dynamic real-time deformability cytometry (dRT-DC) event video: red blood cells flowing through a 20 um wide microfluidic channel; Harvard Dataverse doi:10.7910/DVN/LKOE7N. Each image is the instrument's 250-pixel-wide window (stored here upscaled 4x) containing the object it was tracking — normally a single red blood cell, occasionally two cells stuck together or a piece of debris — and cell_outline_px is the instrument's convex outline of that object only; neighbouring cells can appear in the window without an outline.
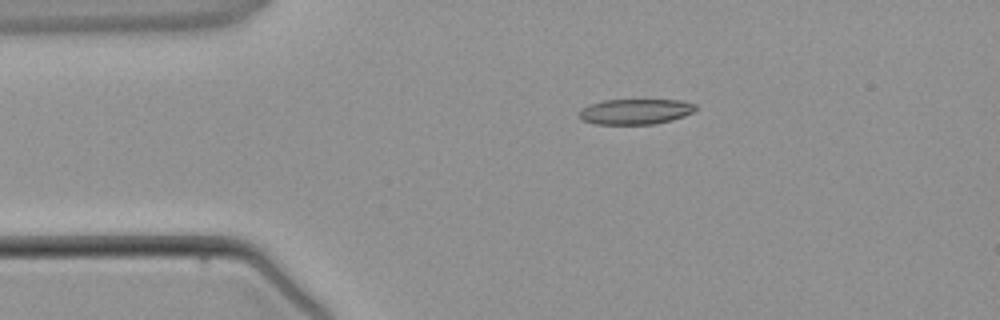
{"species": "common noctule bat (a hibernating species)", "species_latin": "Nyctalus noctula", "temperature_condition": "warm", "stored_images_in_passage": 1, "camera_frame_rate_fps": 3000, "um_per_image_px": 0.085, "animal": {"sex": "male", "body_mass_g": 21.5, "forearm_length_mm": 52.0}, "frame": {"image": 1, "passage_image": 1, "time_ms": 0.0, "image_size_px": [1000, 320], "cell_outline_px": [[696, 108], [692, 112], [684, 116], [672, 120], [652, 124], [596, 124], [584, 120], [576, 112], [588, 104], [604, 100], [680, 100], [696, 104]], "centroid_in_image_um": [53.99, 9.48], "position_along_channel_um": 31.0, "area_um2": 17.22}}